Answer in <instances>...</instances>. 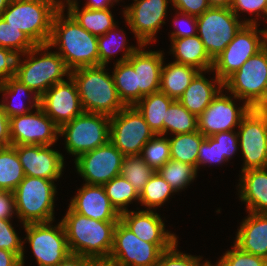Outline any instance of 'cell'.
Wrapping results in <instances>:
<instances>
[{"label":"cell","mask_w":267,"mask_h":266,"mask_svg":"<svg viewBox=\"0 0 267 266\" xmlns=\"http://www.w3.org/2000/svg\"><path fill=\"white\" fill-rule=\"evenodd\" d=\"M174 193L171 186L155 171L139 193V203L147 208L145 210L155 211V208L164 205Z\"/></svg>","instance_id":"37"},{"label":"cell","mask_w":267,"mask_h":266,"mask_svg":"<svg viewBox=\"0 0 267 266\" xmlns=\"http://www.w3.org/2000/svg\"><path fill=\"white\" fill-rule=\"evenodd\" d=\"M211 7L230 8L232 0H207Z\"/></svg>","instance_id":"58"},{"label":"cell","mask_w":267,"mask_h":266,"mask_svg":"<svg viewBox=\"0 0 267 266\" xmlns=\"http://www.w3.org/2000/svg\"><path fill=\"white\" fill-rule=\"evenodd\" d=\"M205 266H215V265L211 264V261H208V263Z\"/></svg>","instance_id":"63"},{"label":"cell","mask_w":267,"mask_h":266,"mask_svg":"<svg viewBox=\"0 0 267 266\" xmlns=\"http://www.w3.org/2000/svg\"><path fill=\"white\" fill-rule=\"evenodd\" d=\"M226 95L228 94H224L223 88L198 117V131L205 137L235 130L251 109L245 101L241 104L242 106L238 107L234 101L238 98Z\"/></svg>","instance_id":"18"},{"label":"cell","mask_w":267,"mask_h":266,"mask_svg":"<svg viewBox=\"0 0 267 266\" xmlns=\"http://www.w3.org/2000/svg\"><path fill=\"white\" fill-rule=\"evenodd\" d=\"M112 77L123 104L135 106L139 102V86L133 66L128 61L115 63Z\"/></svg>","instance_id":"33"},{"label":"cell","mask_w":267,"mask_h":266,"mask_svg":"<svg viewBox=\"0 0 267 266\" xmlns=\"http://www.w3.org/2000/svg\"><path fill=\"white\" fill-rule=\"evenodd\" d=\"M124 155L110 142L74 159L77 173L85 184L104 185L121 174Z\"/></svg>","instance_id":"15"},{"label":"cell","mask_w":267,"mask_h":266,"mask_svg":"<svg viewBox=\"0 0 267 266\" xmlns=\"http://www.w3.org/2000/svg\"><path fill=\"white\" fill-rule=\"evenodd\" d=\"M173 101V98L158 91L144 96L135 107L143 115L144 120L155 135H163V119L166 116V110Z\"/></svg>","instance_id":"31"},{"label":"cell","mask_w":267,"mask_h":266,"mask_svg":"<svg viewBox=\"0 0 267 266\" xmlns=\"http://www.w3.org/2000/svg\"><path fill=\"white\" fill-rule=\"evenodd\" d=\"M213 79H207L200 71L191 81L178 101L192 114L199 117L210 105L211 101L224 88L223 82L214 74Z\"/></svg>","instance_id":"26"},{"label":"cell","mask_w":267,"mask_h":266,"mask_svg":"<svg viewBox=\"0 0 267 266\" xmlns=\"http://www.w3.org/2000/svg\"><path fill=\"white\" fill-rule=\"evenodd\" d=\"M77 0H58V4L60 8H64L65 5H67L70 2H74Z\"/></svg>","instance_id":"60"},{"label":"cell","mask_w":267,"mask_h":266,"mask_svg":"<svg viewBox=\"0 0 267 266\" xmlns=\"http://www.w3.org/2000/svg\"><path fill=\"white\" fill-rule=\"evenodd\" d=\"M170 2L174 10L196 17L202 15L211 7L207 0H170Z\"/></svg>","instance_id":"51"},{"label":"cell","mask_w":267,"mask_h":266,"mask_svg":"<svg viewBox=\"0 0 267 266\" xmlns=\"http://www.w3.org/2000/svg\"><path fill=\"white\" fill-rule=\"evenodd\" d=\"M25 173L14 146L0 148V190L14 191Z\"/></svg>","instance_id":"36"},{"label":"cell","mask_w":267,"mask_h":266,"mask_svg":"<svg viewBox=\"0 0 267 266\" xmlns=\"http://www.w3.org/2000/svg\"><path fill=\"white\" fill-rule=\"evenodd\" d=\"M49 49L48 44L36 45L19 55L16 65L15 78L40 97L56 83L65 81L64 76H70L64 59ZM23 55L25 59L21 60Z\"/></svg>","instance_id":"4"},{"label":"cell","mask_w":267,"mask_h":266,"mask_svg":"<svg viewBox=\"0 0 267 266\" xmlns=\"http://www.w3.org/2000/svg\"><path fill=\"white\" fill-rule=\"evenodd\" d=\"M116 25L111 30H108L104 35L98 37V50H99V65H106L117 55L119 51L123 50L121 58L117 59L115 63L127 61V59L142 45L129 46L125 39L124 30L119 29ZM122 32V34H121ZM125 51V52H124ZM113 56V57H112Z\"/></svg>","instance_id":"32"},{"label":"cell","mask_w":267,"mask_h":266,"mask_svg":"<svg viewBox=\"0 0 267 266\" xmlns=\"http://www.w3.org/2000/svg\"><path fill=\"white\" fill-rule=\"evenodd\" d=\"M58 0H10L1 17L20 29L36 45L49 43Z\"/></svg>","instance_id":"5"},{"label":"cell","mask_w":267,"mask_h":266,"mask_svg":"<svg viewBox=\"0 0 267 266\" xmlns=\"http://www.w3.org/2000/svg\"><path fill=\"white\" fill-rule=\"evenodd\" d=\"M12 220L0 219V249H6L14 252L21 262V266H24V244L21 237L12 226Z\"/></svg>","instance_id":"43"},{"label":"cell","mask_w":267,"mask_h":266,"mask_svg":"<svg viewBox=\"0 0 267 266\" xmlns=\"http://www.w3.org/2000/svg\"><path fill=\"white\" fill-rule=\"evenodd\" d=\"M263 19H265V21L267 22V10H266V13H265ZM262 30L267 35V28L266 29H262Z\"/></svg>","instance_id":"62"},{"label":"cell","mask_w":267,"mask_h":266,"mask_svg":"<svg viewBox=\"0 0 267 266\" xmlns=\"http://www.w3.org/2000/svg\"><path fill=\"white\" fill-rule=\"evenodd\" d=\"M182 20H181V19ZM174 30L171 32L170 39H179L197 34V17L176 11L173 19ZM181 23V24H180ZM184 26V28H183Z\"/></svg>","instance_id":"48"},{"label":"cell","mask_w":267,"mask_h":266,"mask_svg":"<svg viewBox=\"0 0 267 266\" xmlns=\"http://www.w3.org/2000/svg\"><path fill=\"white\" fill-rule=\"evenodd\" d=\"M147 45L142 44L127 61L137 73L139 86V101L151 93L159 91L161 70L164 61L162 51L145 50Z\"/></svg>","instance_id":"23"},{"label":"cell","mask_w":267,"mask_h":266,"mask_svg":"<svg viewBox=\"0 0 267 266\" xmlns=\"http://www.w3.org/2000/svg\"><path fill=\"white\" fill-rule=\"evenodd\" d=\"M259 24H245L227 47L213 60L212 72L224 82L250 57L267 44V35Z\"/></svg>","instance_id":"10"},{"label":"cell","mask_w":267,"mask_h":266,"mask_svg":"<svg viewBox=\"0 0 267 266\" xmlns=\"http://www.w3.org/2000/svg\"><path fill=\"white\" fill-rule=\"evenodd\" d=\"M204 139L205 136L198 130L168 137L171 159L189 164L197 171L198 150Z\"/></svg>","instance_id":"34"},{"label":"cell","mask_w":267,"mask_h":266,"mask_svg":"<svg viewBox=\"0 0 267 266\" xmlns=\"http://www.w3.org/2000/svg\"><path fill=\"white\" fill-rule=\"evenodd\" d=\"M170 52L175 57L173 62L189 65L200 71L211 72L213 60L207 54L203 42L196 34L194 36L171 39Z\"/></svg>","instance_id":"27"},{"label":"cell","mask_w":267,"mask_h":266,"mask_svg":"<svg viewBox=\"0 0 267 266\" xmlns=\"http://www.w3.org/2000/svg\"><path fill=\"white\" fill-rule=\"evenodd\" d=\"M120 221L140 240L150 243H175L178 236L165 229L156 211L136 210L120 213Z\"/></svg>","instance_id":"22"},{"label":"cell","mask_w":267,"mask_h":266,"mask_svg":"<svg viewBox=\"0 0 267 266\" xmlns=\"http://www.w3.org/2000/svg\"><path fill=\"white\" fill-rule=\"evenodd\" d=\"M10 0H0V16L3 11L8 7Z\"/></svg>","instance_id":"59"},{"label":"cell","mask_w":267,"mask_h":266,"mask_svg":"<svg viewBox=\"0 0 267 266\" xmlns=\"http://www.w3.org/2000/svg\"><path fill=\"white\" fill-rule=\"evenodd\" d=\"M154 172L155 170L143 160L141 154L127 155L123 159L121 175L133 185L138 193L142 191Z\"/></svg>","instance_id":"40"},{"label":"cell","mask_w":267,"mask_h":266,"mask_svg":"<svg viewBox=\"0 0 267 266\" xmlns=\"http://www.w3.org/2000/svg\"><path fill=\"white\" fill-rule=\"evenodd\" d=\"M143 160L155 171H158L171 159L168 137L155 135L144 146L141 152Z\"/></svg>","instance_id":"41"},{"label":"cell","mask_w":267,"mask_h":266,"mask_svg":"<svg viewBox=\"0 0 267 266\" xmlns=\"http://www.w3.org/2000/svg\"><path fill=\"white\" fill-rule=\"evenodd\" d=\"M53 180L25 176L13 191L17 218L22 224L54 221L57 188Z\"/></svg>","instance_id":"6"},{"label":"cell","mask_w":267,"mask_h":266,"mask_svg":"<svg viewBox=\"0 0 267 266\" xmlns=\"http://www.w3.org/2000/svg\"><path fill=\"white\" fill-rule=\"evenodd\" d=\"M234 245L240 250L267 259V214L248 212L237 229Z\"/></svg>","instance_id":"24"},{"label":"cell","mask_w":267,"mask_h":266,"mask_svg":"<svg viewBox=\"0 0 267 266\" xmlns=\"http://www.w3.org/2000/svg\"><path fill=\"white\" fill-rule=\"evenodd\" d=\"M231 11L239 18V12L256 15V18L246 19V24H258L257 17H264L267 10V0H232ZM263 14V15H262Z\"/></svg>","instance_id":"47"},{"label":"cell","mask_w":267,"mask_h":266,"mask_svg":"<svg viewBox=\"0 0 267 266\" xmlns=\"http://www.w3.org/2000/svg\"><path fill=\"white\" fill-rule=\"evenodd\" d=\"M65 9L60 8L54 15L48 45L50 48L58 47L57 53L70 71L98 66V37L82 28L68 12L64 14Z\"/></svg>","instance_id":"1"},{"label":"cell","mask_w":267,"mask_h":266,"mask_svg":"<svg viewBox=\"0 0 267 266\" xmlns=\"http://www.w3.org/2000/svg\"><path fill=\"white\" fill-rule=\"evenodd\" d=\"M198 130V117L190 113L178 100H174L166 110L163 119V136L192 133Z\"/></svg>","instance_id":"35"},{"label":"cell","mask_w":267,"mask_h":266,"mask_svg":"<svg viewBox=\"0 0 267 266\" xmlns=\"http://www.w3.org/2000/svg\"><path fill=\"white\" fill-rule=\"evenodd\" d=\"M155 136L135 106H125L110 116L109 141L124 155L141 154L143 146Z\"/></svg>","instance_id":"12"},{"label":"cell","mask_w":267,"mask_h":266,"mask_svg":"<svg viewBox=\"0 0 267 266\" xmlns=\"http://www.w3.org/2000/svg\"><path fill=\"white\" fill-rule=\"evenodd\" d=\"M215 266H267V259L240 250L235 245L226 251Z\"/></svg>","instance_id":"45"},{"label":"cell","mask_w":267,"mask_h":266,"mask_svg":"<svg viewBox=\"0 0 267 266\" xmlns=\"http://www.w3.org/2000/svg\"><path fill=\"white\" fill-rule=\"evenodd\" d=\"M176 241L168 250L161 253L156 266H205L209 260L202 261V257L189 255L177 249ZM202 261V262H201Z\"/></svg>","instance_id":"44"},{"label":"cell","mask_w":267,"mask_h":266,"mask_svg":"<svg viewBox=\"0 0 267 266\" xmlns=\"http://www.w3.org/2000/svg\"><path fill=\"white\" fill-rule=\"evenodd\" d=\"M74 212L99 221H119L120 213L111 204L103 185L83 184L71 198Z\"/></svg>","instance_id":"21"},{"label":"cell","mask_w":267,"mask_h":266,"mask_svg":"<svg viewBox=\"0 0 267 266\" xmlns=\"http://www.w3.org/2000/svg\"><path fill=\"white\" fill-rule=\"evenodd\" d=\"M110 116L83 112L59 128V137H64L67 153L75 159L109 141Z\"/></svg>","instance_id":"7"},{"label":"cell","mask_w":267,"mask_h":266,"mask_svg":"<svg viewBox=\"0 0 267 266\" xmlns=\"http://www.w3.org/2000/svg\"><path fill=\"white\" fill-rule=\"evenodd\" d=\"M239 181V200L246 204V211L267 213V168L244 170Z\"/></svg>","instance_id":"25"},{"label":"cell","mask_w":267,"mask_h":266,"mask_svg":"<svg viewBox=\"0 0 267 266\" xmlns=\"http://www.w3.org/2000/svg\"><path fill=\"white\" fill-rule=\"evenodd\" d=\"M70 76L76 83L84 112L113 116L125 107L106 65L77 68L70 71Z\"/></svg>","instance_id":"3"},{"label":"cell","mask_w":267,"mask_h":266,"mask_svg":"<svg viewBox=\"0 0 267 266\" xmlns=\"http://www.w3.org/2000/svg\"><path fill=\"white\" fill-rule=\"evenodd\" d=\"M103 187L111 204L119 213L128 211L127 206L133 201L139 202V193L121 174L105 183Z\"/></svg>","instance_id":"38"},{"label":"cell","mask_w":267,"mask_h":266,"mask_svg":"<svg viewBox=\"0 0 267 266\" xmlns=\"http://www.w3.org/2000/svg\"><path fill=\"white\" fill-rule=\"evenodd\" d=\"M231 8L210 7L197 17V35L209 57L214 60L246 24Z\"/></svg>","instance_id":"9"},{"label":"cell","mask_w":267,"mask_h":266,"mask_svg":"<svg viewBox=\"0 0 267 266\" xmlns=\"http://www.w3.org/2000/svg\"><path fill=\"white\" fill-rule=\"evenodd\" d=\"M251 109L257 113L267 114V86L265 87L262 96L251 107Z\"/></svg>","instance_id":"57"},{"label":"cell","mask_w":267,"mask_h":266,"mask_svg":"<svg viewBox=\"0 0 267 266\" xmlns=\"http://www.w3.org/2000/svg\"><path fill=\"white\" fill-rule=\"evenodd\" d=\"M18 56L13 50L0 47V85L15 77Z\"/></svg>","instance_id":"50"},{"label":"cell","mask_w":267,"mask_h":266,"mask_svg":"<svg viewBox=\"0 0 267 266\" xmlns=\"http://www.w3.org/2000/svg\"><path fill=\"white\" fill-rule=\"evenodd\" d=\"M14 215L17 214L13 192L0 190V219L11 220Z\"/></svg>","instance_id":"52"},{"label":"cell","mask_w":267,"mask_h":266,"mask_svg":"<svg viewBox=\"0 0 267 266\" xmlns=\"http://www.w3.org/2000/svg\"><path fill=\"white\" fill-rule=\"evenodd\" d=\"M223 86L226 93L252 107L267 86V44L230 75Z\"/></svg>","instance_id":"13"},{"label":"cell","mask_w":267,"mask_h":266,"mask_svg":"<svg viewBox=\"0 0 267 266\" xmlns=\"http://www.w3.org/2000/svg\"><path fill=\"white\" fill-rule=\"evenodd\" d=\"M25 176L57 181L62 177L64 156L52 145L14 146Z\"/></svg>","instance_id":"20"},{"label":"cell","mask_w":267,"mask_h":266,"mask_svg":"<svg viewBox=\"0 0 267 266\" xmlns=\"http://www.w3.org/2000/svg\"><path fill=\"white\" fill-rule=\"evenodd\" d=\"M54 221L23 224L26 237L23 244H30L38 266H56L71 253L62 222Z\"/></svg>","instance_id":"11"},{"label":"cell","mask_w":267,"mask_h":266,"mask_svg":"<svg viewBox=\"0 0 267 266\" xmlns=\"http://www.w3.org/2000/svg\"><path fill=\"white\" fill-rule=\"evenodd\" d=\"M118 2V0H87L84 8L94 10L110 9V7H113Z\"/></svg>","instance_id":"56"},{"label":"cell","mask_w":267,"mask_h":266,"mask_svg":"<svg viewBox=\"0 0 267 266\" xmlns=\"http://www.w3.org/2000/svg\"><path fill=\"white\" fill-rule=\"evenodd\" d=\"M94 262L90 258L78 254H70L56 266H91Z\"/></svg>","instance_id":"54"},{"label":"cell","mask_w":267,"mask_h":266,"mask_svg":"<svg viewBox=\"0 0 267 266\" xmlns=\"http://www.w3.org/2000/svg\"><path fill=\"white\" fill-rule=\"evenodd\" d=\"M211 137L218 142L221 156H225L228 161L235 155V152L237 153L240 150L238 135L235 130L219 132Z\"/></svg>","instance_id":"49"},{"label":"cell","mask_w":267,"mask_h":266,"mask_svg":"<svg viewBox=\"0 0 267 266\" xmlns=\"http://www.w3.org/2000/svg\"><path fill=\"white\" fill-rule=\"evenodd\" d=\"M71 254L94 261H107L118 221H99L74 212L70 207L61 219Z\"/></svg>","instance_id":"2"},{"label":"cell","mask_w":267,"mask_h":266,"mask_svg":"<svg viewBox=\"0 0 267 266\" xmlns=\"http://www.w3.org/2000/svg\"><path fill=\"white\" fill-rule=\"evenodd\" d=\"M225 162L229 161L225 158V156H221L218 142L215 141L211 136L205 137L198 150L197 172L201 166L207 164L219 165Z\"/></svg>","instance_id":"46"},{"label":"cell","mask_w":267,"mask_h":266,"mask_svg":"<svg viewBox=\"0 0 267 266\" xmlns=\"http://www.w3.org/2000/svg\"><path fill=\"white\" fill-rule=\"evenodd\" d=\"M35 46L36 44L26 34L0 16V47L9 48L21 55Z\"/></svg>","instance_id":"42"},{"label":"cell","mask_w":267,"mask_h":266,"mask_svg":"<svg viewBox=\"0 0 267 266\" xmlns=\"http://www.w3.org/2000/svg\"><path fill=\"white\" fill-rule=\"evenodd\" d=\"M11 145H54L59 127L45 114L42 107L25 115L9 118Z\"/></svg>","instance_id":"16"},{"label":"cell","mask_w":267,"mask_h":266,"mask_svg":"<svg viewBox=\"0 0 267 266\" xmlns=\"http://www.w3.org/2000/svg\"><path fill=\"white\" fill-rule=\"evenodd\" d=\"M0 266H21L20 258L6 249H0Z\"/></svg>","instance_id":"55"},{"label":"cell","mask_w":267,"mask_h":266,"mask_svg":"<svg viewBox=\"0 0 267 266\" xmlns=\"http://www.w3.org/2000/svg\"><path fill=\"white\" fill-rule=\"evenodd\" d=\"M11 146L9 118L0 104V148Z\"/></svg>","instance_id":"53"},{"label":"cell","mask_w":267,"mask_h":266,"mask_svg":"<svg viewBox=\"0 0 267 266\" xmlns=\"http://www.w3.org/2000/svg\"><path fill=\"white\" fill-rule=\"evenodd\" d=\"M173 244L142 241L119 220L114 229L112 251L106 262L111 266H156L161 253Z\"/></svg>","instance_id":"8"},{"label":"cell","mask_w":267,"mask_h":266,"mask_svg":"<svg viewBox=\"0 0 267 266\" xmlns=\"http://www.w3.org/2000/svg\"><path fill=\"white\" fill-rule=\"evenodd\" d=\"M40 106L59 128L84 112L71 76L49 88L41 96Z\"/></svg>","instance_id":"19"},{"label":"cell","mask_w":267,"mask_h":266,"mask_svg":"<svg viewBox=\"0 0 267 266\" xmlns=\"http://www.w3.org/2000/svg\"><path fill=\"white\" fill-rule=\"evenodd\" d=\"M199 72L200 70L189 65L176 62L165 65L163 61L159 91L178 100Z\"/></svg>","instance_id":"29"},{"label":"cell","mask_w":267,"mask_h":266,"mask_svg":"<svg viewBox=\"0 0 267 266\" xmlns=\"http://www.w3.org/2000/svg\"><path fill=\"white\" fill-rule=\"evenodd\" d=\"M237 135L239 149L244 157L241 172L267 168V114L250 109L241 120Z\"/></svg>","instance_id":"14"},{"label":"cell","mask_w":267,"mask_h":266,"mask_svg":"<svg viewBox=\"0 0 267 266\" xmlns=\"http://www.w3.org/2000/svg\"><path fill=\"white\" fill-rule=\"evenodd\" d=\"M169 3L170 0H134V3L124 7L123 17L137 44L156 42L155 35L165 24Z\"/></svg>","instance_id":"17"},{"label":"cell","mask_w":267,"mask_h":266,"mask_svg":"<svg viewBox=\"0 0 267 266\" xmlns=\"http://www.w3.org/2000/svg\"><path fill=\"white\" fill-rule=\"evenodd\" d=\"M0 93H3V100H1L0 104L8 118H12L18 115H25L26 113H29L30 111L40 106L41 97L34 91L30 90L26 85L22 84L15 77L9 78L0 85ZM16 95H22L26 98H29L27 99L29 105L27 104L26 106V103L22 102L23 100H18L19 102L17 103V101L13 99V97L15 98ZM22 96L20 97L23 98ZM9 98L11 101L8 100Z\"/></svg>","instance_id":"28"},{"label":"cell","mask_w":267,"mask_h":266,"mask_svg":"<svg viewBox=\"0 0 267 266\" xmlns=\"http://www.w3.org/2000/svg\"><path fill=\"white\" fill-rule=\"evenodd\" d=\"M157 172L175 193L187 188L197 177V171L193 166L172 159L167 161Z\"/></svg>","instance_id":"39"},{"label":"cell","mask_w":267,"mask_h":266,"mask_svg":"<svg viewBox=\"0 0 267 266\" xmlns=\"http://www.w3.org/2000/svg\"><path fill=\"white\" fill-rule=\"evenodd\" d=\"M78 0L70 2L64 6L67 12L77 21V23L92 35L97 37L104 35L108 30L114 28L115 22L110 9L94 10L82 8L80 10Z\"/></svg>","instance_id":"30"},{"label":"cell","mask_w":267,"mask_h":266,"mask_svg":"<svg viewBox=\"0 0 267 266\" xmlns=\"http://www.w3.org/2000/svg\"><path fill=\"white\" fill-rule=\"evenodd\" d=\"M91 266H111V265L106 261H95Z\"/></svg>","instance_id":"61"}]
</instances>
